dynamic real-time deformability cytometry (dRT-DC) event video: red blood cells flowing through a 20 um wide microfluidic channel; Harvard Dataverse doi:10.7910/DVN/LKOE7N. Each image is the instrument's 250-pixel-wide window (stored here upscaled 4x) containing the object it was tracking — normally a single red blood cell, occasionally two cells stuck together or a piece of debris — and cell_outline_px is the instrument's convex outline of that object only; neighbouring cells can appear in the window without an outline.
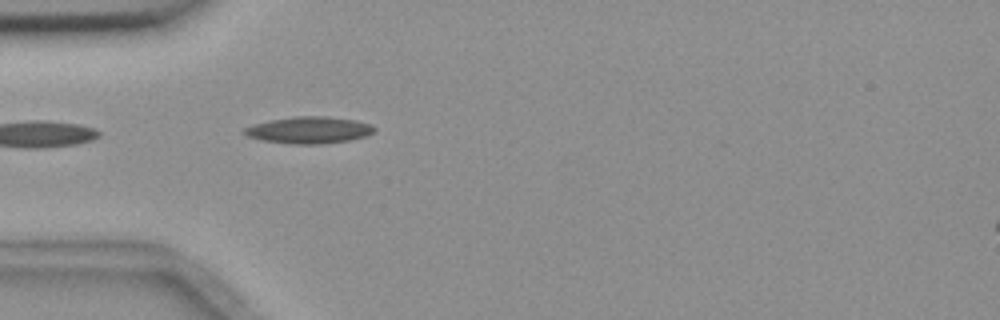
{"species": "common noctule bat (a hibernating species)", "species_latin": "Nyctalus noctula", "temperature_condition": "room temperature", "stored_images_in_passage": 2, "camera_frame_rate_fps": 3000, "um_per_image_px": 0.085, "animal": {"sex": "female", "body_mass_g": 18.4}, "frame": {"image": 1, "passage_image": 2, "time_ms": 1.333, "image_size_px": [1000, 320], "cell_outline_px": [[376, 132], [368, 136], [348, 140], [324, 144], [292, 144], [260, 140], [244, 136], [240, 132], [244, 128], [252, 124], [272, 120], [296, 116], [328, 116], [356, 120], [372, 124], [376, 128]], "centroid_in_image_um": [26.27, 11.06], "position_along_channel_um": 58.7, "area_um2": 20.69}}